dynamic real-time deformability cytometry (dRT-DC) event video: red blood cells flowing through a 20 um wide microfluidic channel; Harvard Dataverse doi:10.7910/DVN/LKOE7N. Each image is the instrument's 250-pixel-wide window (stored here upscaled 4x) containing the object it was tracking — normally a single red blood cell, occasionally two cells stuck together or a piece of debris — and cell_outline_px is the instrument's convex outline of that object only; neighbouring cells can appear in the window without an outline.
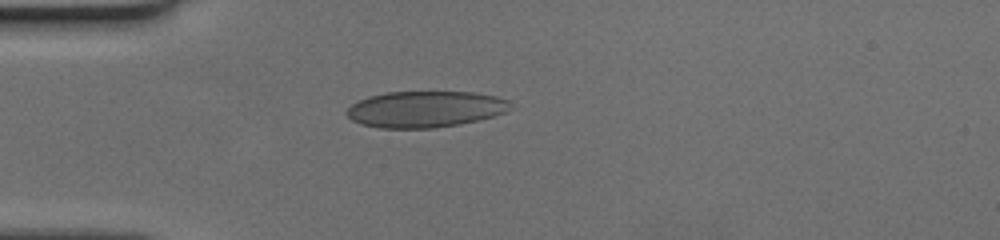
{"species": "human", "species_latin": "Homo sapiens", "temperature_condition": "cold", "stored_images_in_passage": 38, "camera_frame_rate_fps": 3000, "um_per_image_px": 0.085, "donor": {"sex": "female"}, "frame": {"image": 1, "passage_image": 1, "time_ms": 0.0, "image_size_px": [1000, 240], "cell_outline_px": [[508, 100], [504, 112], [480, 120], [460, 124], [432, 128], [380, 128], [364, 124], [352, 120], [348, 116], [348, 108], [352, 104], [368, 96], [388, 92], [476, 92], [496, 96]], "centroid_in_image_um": [36.12, 9.28], "position_along_channel_um": 48.9, "area_um2": 34.16}}
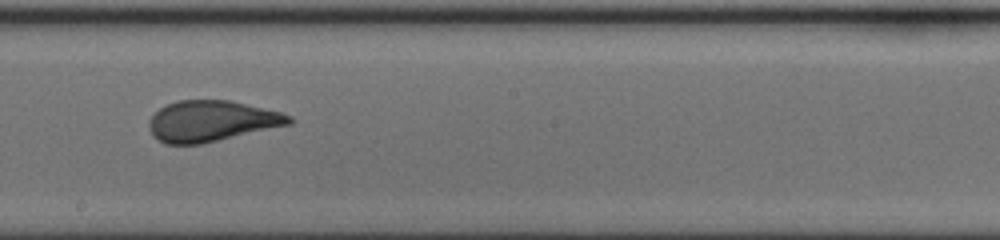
{"frame": {"image": 2, "passage_image": 16, "time_ms": 5.0, "image_size_px": [1000, 240], "cell_outline_px": [[292, 124], [200, 144], [164, 144], [152, 132], [148, 124], [152, 116], [160, 108], [176, 100], [228, 100], [280, 112], [292, 116]], "centroid_in_image_um": [17.99, 10.29], "position_along_channel_um": 230.2, "area_um2": 32.95}}
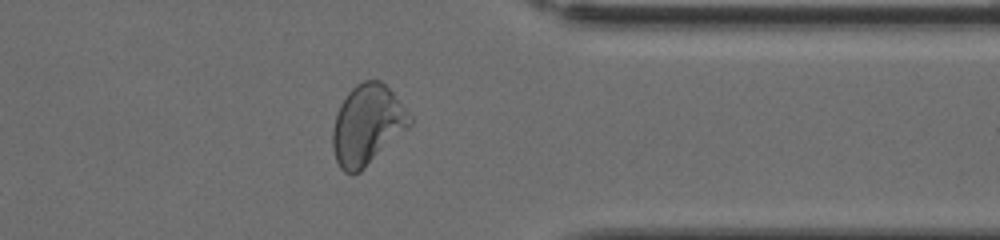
{"frame": {"image": 3, "passage_image": 28, "time_ms": 9.0, "image_size_px": [1000, 240], "cell_outline_px": [[412, 124], [360, 172], [352, 176], [344, 172], [340, 168], [336, 160], [332, 148], [332, 132], [336, 112], [340, 104], [348, 92], [356, 84], [364, 80], [380, 80], [392, 92], [408, 112], [412, 120]], "centroid_in_image_um": [31.18, 10.63], "position_along_channel_um": 380.2, "area_um2": 35.84}}